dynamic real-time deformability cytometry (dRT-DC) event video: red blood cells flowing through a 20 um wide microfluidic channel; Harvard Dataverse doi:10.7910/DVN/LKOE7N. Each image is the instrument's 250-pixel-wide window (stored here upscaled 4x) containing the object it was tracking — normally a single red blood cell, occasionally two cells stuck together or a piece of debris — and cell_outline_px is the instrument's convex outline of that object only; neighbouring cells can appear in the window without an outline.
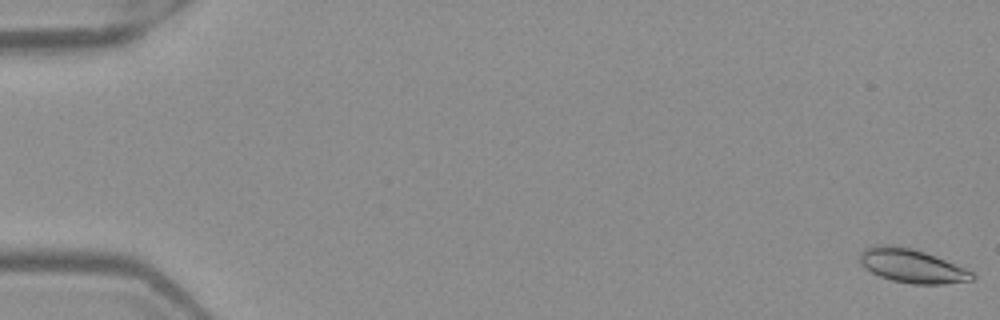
{"species": "Egyptian fruit bat (a non-hibernating species)", "species_latin": "Rousettus aegyptiacus", "temperature_condition": "warm", "stored_images_in_passage": 18, "camera_frame_rate_fps": 3000, "um_per_image_px": 0.085, "frame": {"image": 1, "passage_image": 1, "time_ms": 0.0, "image_size_px": [1000, 320], "cell_outline_px": [[976, 280], [944, 284], [912, 284], [892, 280], [880, 276], [864, 268], [860, 264], [860, 252], [864, 248], [872, 244], [892, 244], [912, 248], [936, 256], [964, 268], [972, 272], [976, 276]], "centroid_in_image_um": [77.49, 22.59], "position_along_channel_um": 7.5, "area_um2": 22.37}}
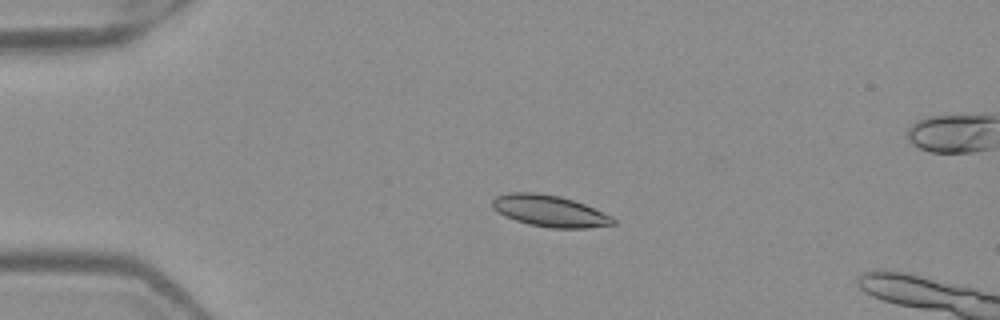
{"frame": {"image": 2, "passage_image": 13, "time_ms": 4.0, "image_size_px": [1000, 320], "cell_outline_px": [[616, 224], [588, 228], [548, 228], [528, 224], [504, 216], [496, 212], [492, 208], [492, 200], [496, 196], [512, 192], [540, 192], [560, 196], [584, 204], [612, 216], [616, 220]], "centroid_in_image_um": [46.71, 17.93], "position_along_channel_um": 38.3, "area_um2": 22.37}}